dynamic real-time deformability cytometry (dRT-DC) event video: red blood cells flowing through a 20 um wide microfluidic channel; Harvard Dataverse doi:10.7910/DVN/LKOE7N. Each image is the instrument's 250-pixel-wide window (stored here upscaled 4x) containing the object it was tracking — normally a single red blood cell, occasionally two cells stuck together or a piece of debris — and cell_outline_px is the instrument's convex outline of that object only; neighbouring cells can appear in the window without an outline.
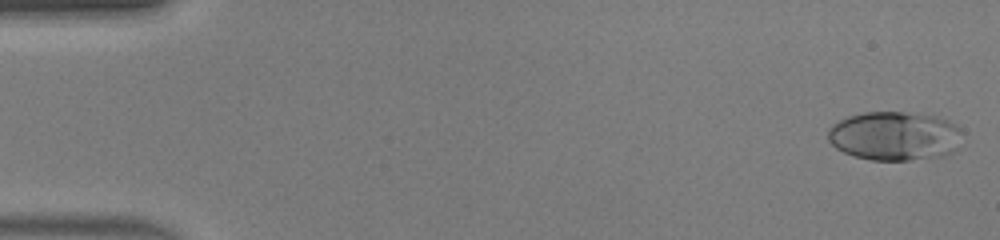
{"species": "human", "species_latin": "Homo sapiens", "temperature_condition": "warm", "stored_images_in_passage": 49, "camera_frame_rate_fps": 3000, "um_per_image_px": 0.085, "donor": {"sex": "male"}, "frame": {"image": 1, "passage_image": 1, "time_ms": 0.0, "image_size_px": [1000, 240], "cell_outline_px": [[960, 128], [956, 148], [948, 156], [908, 160], [872, 160], [856, 156], [844, 152], [836, 148], [828, 140], [828, 128], [832, 124], [848, 116], [864, 112], [900, 112], [936, 116], [948, 120], [956, 124]], "centroid_in_image_um": [76.02, 11.56], "position_along_channel_um": 9.0, "area_um2": 38.26}}
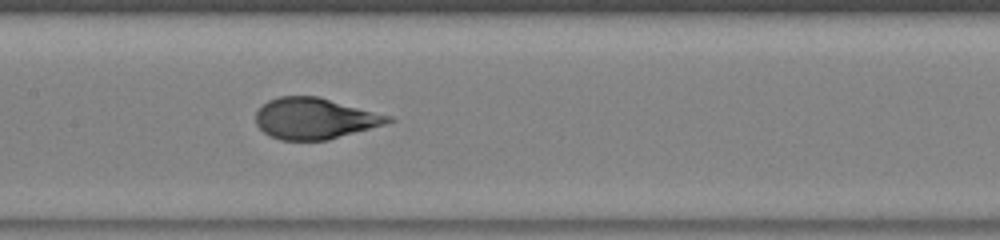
{"frame": {"image": 2, "passage_image": 24, "time_ms": 7.667, "image_size_px": [1000, 240], "cell_outline_px": [[396, 120], [384, 124], [328, 140], [280, 140], [264, 132], [256, 124], [256, 112], [268, 100], [280, 96], [316, 96], [392, 116]], "centroid_in_image_um": [26.75, 10.07], "position_along_channel_um": 180.7, "area_um2": 31.39}}
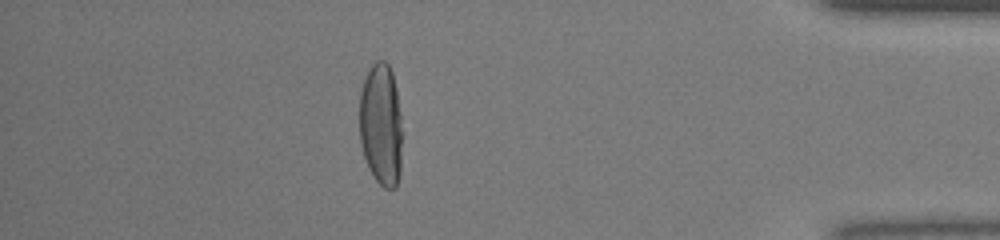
{"frame": {"image": 3, "passage_image": 43, "time_ms": 14.0, "image_size_px": [1000, 240], "cell_outline_px": [[404, 132], [400, 176], [396, 188], [384, 188], [372, 176], [368, 168], [360, 144], [360, 92], [364, 80], [372, 64], [376, 60], [384, 60], [388, 64], [392, 72], [396, 88]], "centroid_in_image_um": [32.42, 10.65], "position_along_channel_um": 402.8, "area_um2": 31.44}, "authors_computed_cell_mechanics": {"area_um2": 32.946, "velocity_mm_per_s": 4.1704, "shape_relaxation_time_tau1_ms": 5.7421, "shape_relaxation_time_tau2_ms": null, "deformation_change_tau1": 0.2877, "deformation_change_tau2": null}}